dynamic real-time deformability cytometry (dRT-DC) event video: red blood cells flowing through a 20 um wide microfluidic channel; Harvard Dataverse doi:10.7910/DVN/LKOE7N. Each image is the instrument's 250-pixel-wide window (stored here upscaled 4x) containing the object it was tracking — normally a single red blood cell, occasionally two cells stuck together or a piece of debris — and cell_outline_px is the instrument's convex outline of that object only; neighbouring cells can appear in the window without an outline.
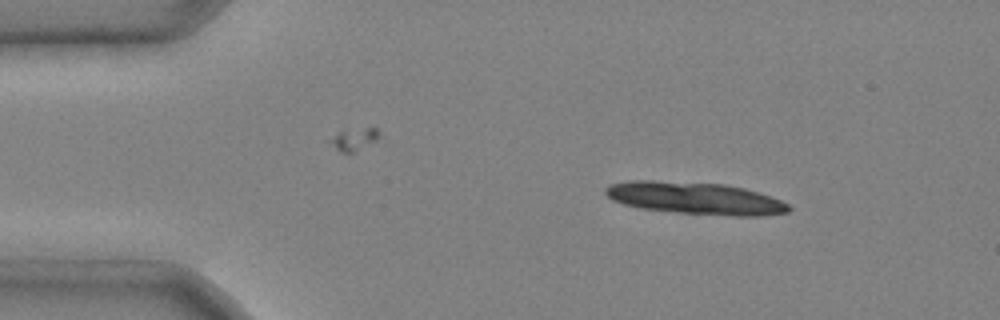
{"species": "common noctule bat (a hibernating species)", "species_latin": "Nyctalus noctula", "temperature_condition": "cold", "stored_images_in_passage": 3, "camera_frame_rate_fps": 3000, "um_per_image_px": 0.085, "animal": {"sex": "male", "body_mass_g": 20.4}, "frame": {"image": 1, "passage_image": 1, "time_ms": 0.0, "image_size_px": [1000, 320], "cell_outline_px": [[792, 208], [788, 212], [764, 216], [732, 216], [676, 212], [636, 208], [612, 200], [604, 192], [604, 188], [608, 184], [628, 180], [652, 180], [724, 184], [744, 188], [780, 200], [788, 204]], "centroid_in_image_um": [59.04, 16.85], "position_along_channel_um": 26.0, "area_um2": 34.56}}